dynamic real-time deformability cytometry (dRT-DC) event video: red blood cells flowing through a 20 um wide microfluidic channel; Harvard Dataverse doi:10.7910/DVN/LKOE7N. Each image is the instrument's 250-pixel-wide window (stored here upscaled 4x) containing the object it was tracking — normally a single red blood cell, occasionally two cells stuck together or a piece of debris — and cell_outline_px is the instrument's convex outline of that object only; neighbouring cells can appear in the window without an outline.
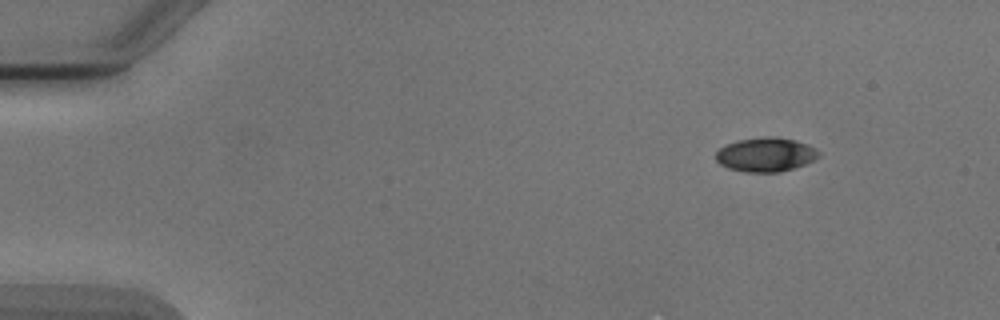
{"species": "Egyptian fruit bat (a non-hibernating species)", "species_latin": "Rousettus aegyptiacus", "temperature_condition": "cold", "stored_images_in_passage": 5, "camera_frame_rate_fps": 3000, "um_per_image_px": 0.085, "animal": {"sex": "male"}, "frame": {"image": 1, "passage_image": 1, "time_ms": 0.0, "image_size_px": [1000, 320], "cell_outline_px": [[820, 156], [816, 160], [780, 172], [744, 172], [728, 168], [720, 164], [716, 160], [716, 152], [720, 148], [728, 144], [740, 140], [776, 136], [796, 140], [808, 144], [816, 148], [820, 152]], "centroid_in_image_um": [65.13, 13.15], "position_along_channel_um": 19.9, "area_um2": 20.4}}
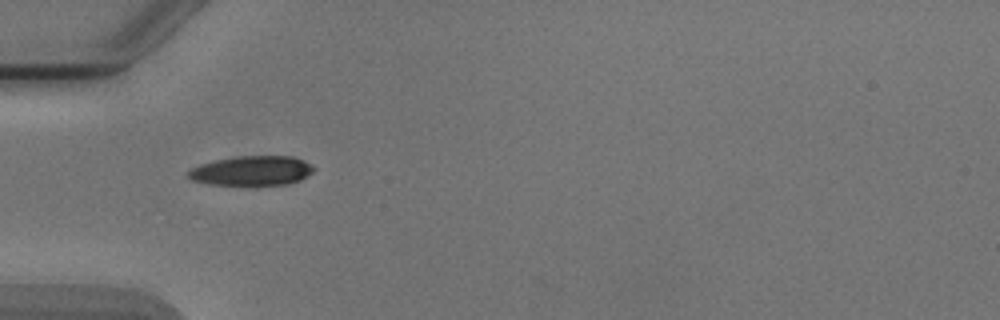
{"frame": {"image": 2, "passage_image": 4, "time_ms": 3.667, "image_size_px": [1000, 320], "cell_outline_px": [[316, 168], [308, 176], [300, 180], [288, 184], [256, 188], [208, 184], [192, 180], [188, 176], [188, 172], [192, 168], [200, 164], [216, 160], [236, 156], [292, 156], [304, 160]], "centroid_in_image_um": [21.43, 14.56], "position_along_channel_um": 63.6, "area_um2": 22.6}}
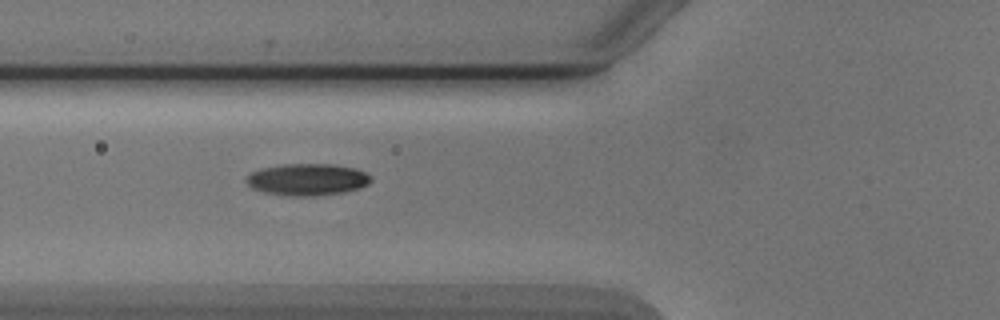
{"frame": {"image": 3, "passage_image": 5, "time_ms": 4.667, "image_size_px": [1000, 320], "cell_outline_px": [[372, 180], [368, 184], [360, 188], [344, 192], [312, 196], [288, 196], [264, 192], [252, 188], [244, 180], [252, 172], [264, 168], [284, 164], [332, 164], [356, 168], [372, 176]], "centroid_in_image_um": [26.15, 15.26], "position_along_channel_um": 99.6, "area_um2": 23.12}}